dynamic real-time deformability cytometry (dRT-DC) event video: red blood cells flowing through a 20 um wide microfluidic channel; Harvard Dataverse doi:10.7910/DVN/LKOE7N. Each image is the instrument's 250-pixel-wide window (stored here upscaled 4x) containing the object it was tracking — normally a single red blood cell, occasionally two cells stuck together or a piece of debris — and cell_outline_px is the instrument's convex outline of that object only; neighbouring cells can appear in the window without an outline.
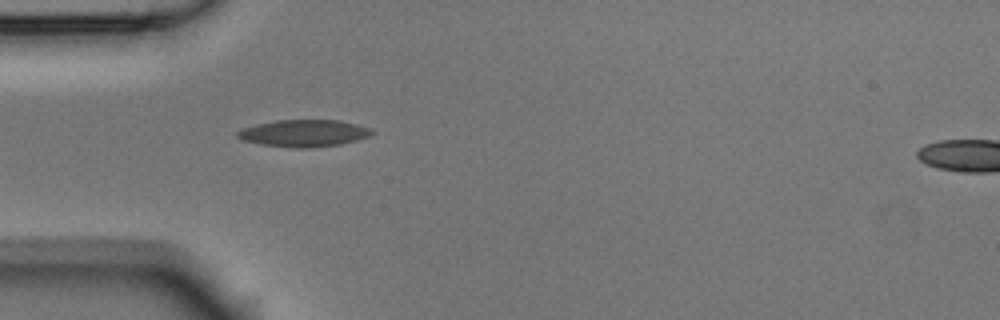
{"species": "Egyptian fruit bat (a non-hibernating species)", "species_latin": "Rousettus aegyptiacus", "temperature_condition": "room temperature", "stored_images_in_passage": 2, "segment_of_instrument_passage": [1, 2], "camera_frame_rate_fps": 3000, "um_per_image_px": 0.085, "animal": {"sex": "male"}, "frame": {"image": 1, "passage_image": 1, "time_ms": 0.0, "image_size_px": [1000, 320], "cell_outline_px": [[376, 132], [372, 136], [340, 144], [304, 148], [296, 148], [264, 144], [244, 140], [236, 136], [236, 132], [244, 128], [276, 120], [340, 120], [372, 128]], "centroid_in_image_um": [25.92, 11.31], "position_along_channel_um": 59.1, "area_um2": 20.92}}